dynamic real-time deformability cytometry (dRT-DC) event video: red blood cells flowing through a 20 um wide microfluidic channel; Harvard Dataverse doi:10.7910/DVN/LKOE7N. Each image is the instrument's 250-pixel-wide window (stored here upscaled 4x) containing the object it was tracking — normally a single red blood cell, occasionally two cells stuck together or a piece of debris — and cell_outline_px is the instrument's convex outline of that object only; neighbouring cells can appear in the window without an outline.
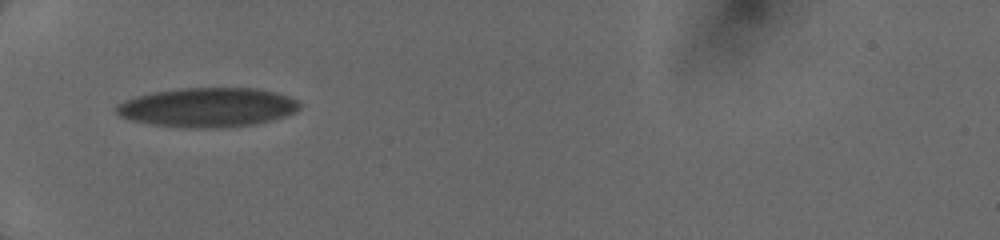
{"species": "human", "species_latin": "Homo sapiens", "temperature_condition": "cold", "stored_images_in_passage": 18, "camera_frame_rate_fps": 3000, "um_per_image_px": 0.085, "donor": {"sex": "female"}, "frame": {"image": 1, "passage_image": 1, "time_ms": 0.0, "image_size_px": [1000, 240], "cell_outline_px": [[300, 108], [296, 112], [284, 116], [252, 124], [220, 128], [184, 128], [152, 124], [132, 120], [120, 116], [116, 112], [116, 104], [136, 96], [152, 92], [180, 88], [256, 88], [276, 92], [288, 96], [296, 100], [300, 104]], "centroid_in_image_um": [17.63, 9.12], "position_along_channel_um": 67.4, "area_um2": 41.91}}
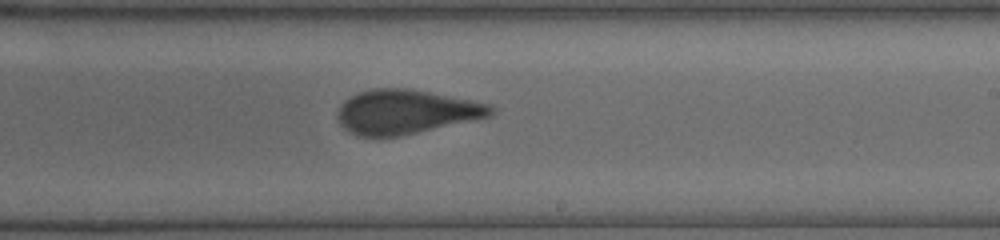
{"frame": {"image": 2, "passage_image": 9, "time_ms": 4.667, "image_size_px": [1000, 240], "cell_outline_px": [[496, 112], [492, 116], [400, 136], [356, 136], [344, 128], [340, 124], [336, 116], [336, 112], [340, 104], [344, 100], [356, 92], [372, 88], [408, 88], [492, 104], [496, 108]], "centroid_in_image_um": [34.49, 9.5], "position_along_channel_um": 254.5, "area_um2": 39.82}}
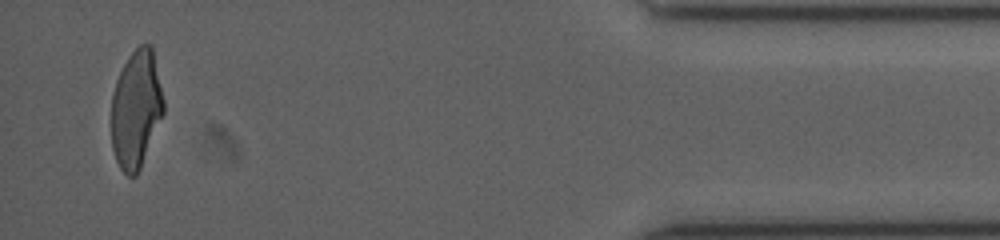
{"frame": {"image": 3, "passage_image": 18, "time_ms": 10.0, "image_size_px": [1000, 240], "cell_outline_px": [[164, 112], [140, 168], [136, 176], [128, 176], [120, 168], [116, 160], [112, 148], [112, 92], [116, 80], [128, 56], [140, 44], [152, 44], [164, 100]], "centroid_in_image_um": [11.57, 9.25], "position_along_channel_um": 423.6, "area_um2": 35.78}}